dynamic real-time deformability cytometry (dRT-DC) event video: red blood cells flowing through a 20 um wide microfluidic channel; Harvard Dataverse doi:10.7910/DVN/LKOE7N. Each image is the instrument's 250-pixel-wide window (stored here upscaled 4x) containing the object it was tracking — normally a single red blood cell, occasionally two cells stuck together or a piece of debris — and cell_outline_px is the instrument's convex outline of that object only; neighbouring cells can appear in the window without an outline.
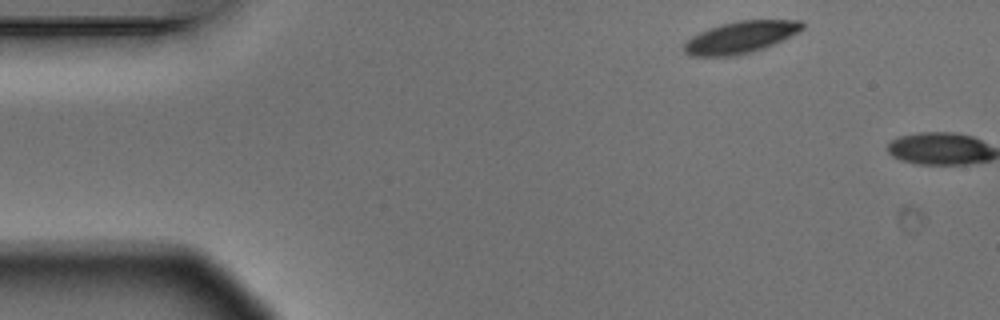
{"species": "Egyptian fruit bat (a non-hibernating species)", "species_latin": "Rousettus aegyptiacus", "temperature_condition": "warm", "stored_images_in_passage": 2, "camera_frame_rate_fps": 3000, "um_per_image_px": 0.085, "animal": {"sex": "male"}, "frame": {"image": 1, "passage_image": 1, "time_ms": 0.0, "image_size_px": [1000, 320], "cell_outline_px": [[804, 28], [800, 32], [764, 48], [752, 52], [732, 56], [692, 56], [684, 52], [684, 44], [692, 36], [708, 28], [720, 24], [740, 20], [804, 20]], "centroid_in_image_um": [62.98, 3.16], "position_along_channel_um": 22.0, "area_um2": 22.02}}